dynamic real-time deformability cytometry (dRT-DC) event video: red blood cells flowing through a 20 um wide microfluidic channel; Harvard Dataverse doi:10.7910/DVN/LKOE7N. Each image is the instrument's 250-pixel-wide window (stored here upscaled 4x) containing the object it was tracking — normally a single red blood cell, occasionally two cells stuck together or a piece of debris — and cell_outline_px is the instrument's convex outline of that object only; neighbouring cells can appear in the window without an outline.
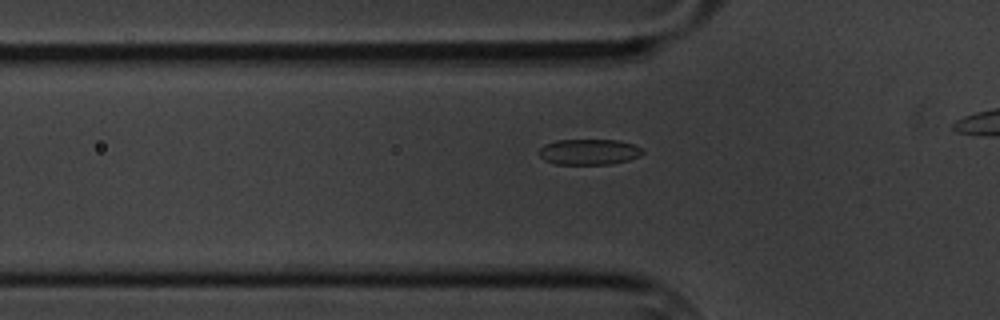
{"species": "common noctule bat (a hibernating species)", "species_latin": "Nyctalus noctula", "temperature_condition": "cold", "stored_images_in_passage": 36, "segment_of_instrument_passage": [1, 2], "camera_frame_rate_fps": 3000, "um_per_image_px": 0.085, "animal": {"sex": "male", "body_mass_g": 20.1, "forearm_length_mm": 53.5}, "frame": {"image": 1, "passage_image": 7, "time_ms": 2.0, "image_size_px": [1000, 320], "cell_outline_px": [[644, 152], [640, 156], [628, 160], [612, 164], [556, 164], [544, 160], [540, 156], [540, 148], [544, 144], [556, 140], [616, 140], [632, 144], [644, 148]], "centroid_in_image_um": [50.08, 12.91], "position_along_channel_um": 75.7, "area_um2": 15.55}}
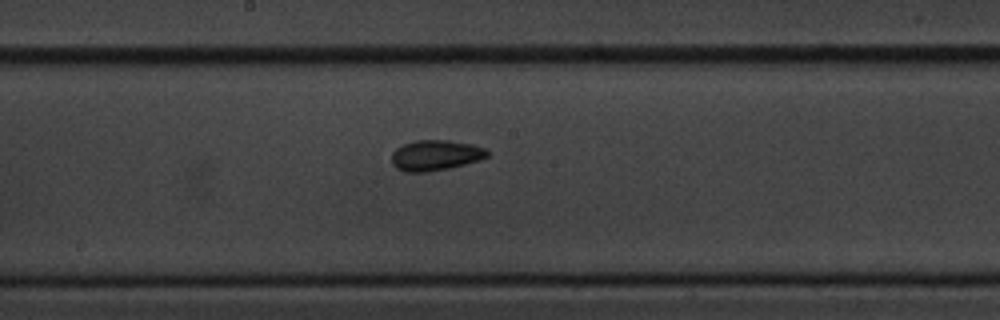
{"frame": {"image": 2, "passage_image": 19, "time_ms": 6.0, "image_size_px": [1000, 320], "cell_outline_px": [[488, 156], [480, 160], [448, 168], [428, 172], [404, 172], [396, 168], [392, 164], [392, 152], [396, 148], [404, 144], [416, 140], [448, 140], [472, 144], [484, 148], [488, 152]], "centroid_in_image_um": [36.99, 13.2], "position_along_channel_um": 211.2, "area_um2": 16.99}}
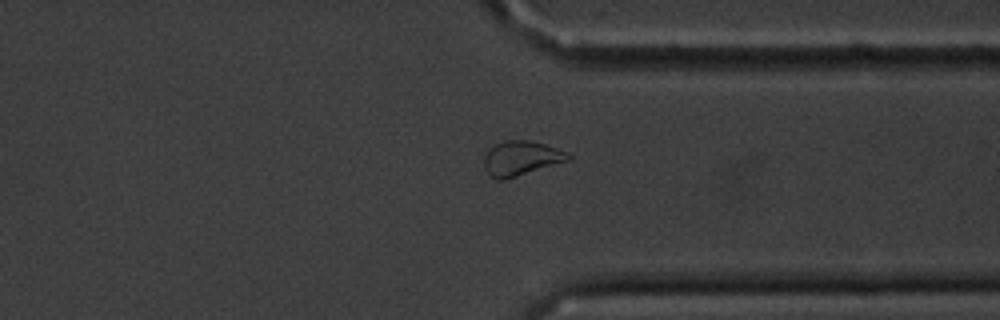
{"frame": {"image": 3, "passage_image": 33, "time_ms": 10.667, "image_size_px": [1000, 320], "cell_outline_px": [[572, 160], [504, 180], [496, 180], [484, 168], [484, 156], [496, 144], [504, 140], [528, 140], [544, 144], [568, 152], [572, 156]], "centroid_in_image_um": [44.34, 13.46], "position_along_channel_um": 367.1, "area_um2": 16.99}}